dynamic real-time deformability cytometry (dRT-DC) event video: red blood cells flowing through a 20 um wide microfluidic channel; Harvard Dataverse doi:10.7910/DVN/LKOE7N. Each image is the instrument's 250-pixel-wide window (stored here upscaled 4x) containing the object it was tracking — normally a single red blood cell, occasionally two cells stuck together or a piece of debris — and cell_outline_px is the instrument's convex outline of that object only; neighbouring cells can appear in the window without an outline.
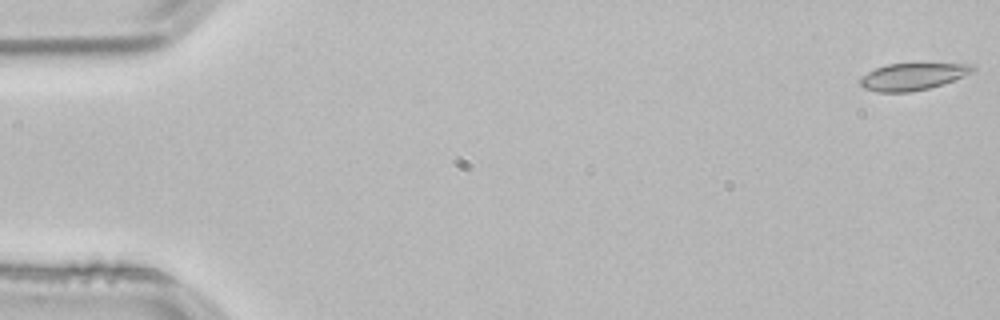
{"species": "common noctule bat (a hibernating species)", "species_latin": "Nyctalus noctula", "temperature_condition": "room temperature", "stored_images_in_passage": 17, "camera_frame_rate_fps": 3000, "um_per_image_px": 0.085, "animal": {"sex": "male", "body_mass_g": 21.5, "forearm_length_mm": 52.0}, "frame": {"image": 1, "passage_image": 1, "time_ms": 0.0, "image_size_px": [1000, 320], "cell_outline_px": [[976, 68], [972, 72], [964, 76], [928, 88], [908, 92], [876, 92], [864, 88], [860, 84], [860, 76], [876, 68], [888, 64], [972, 64]], "centroid_in_image_um": [77.53, 6.51], "position_along_channel_um": 7.5, "area_um2": 17.4}}
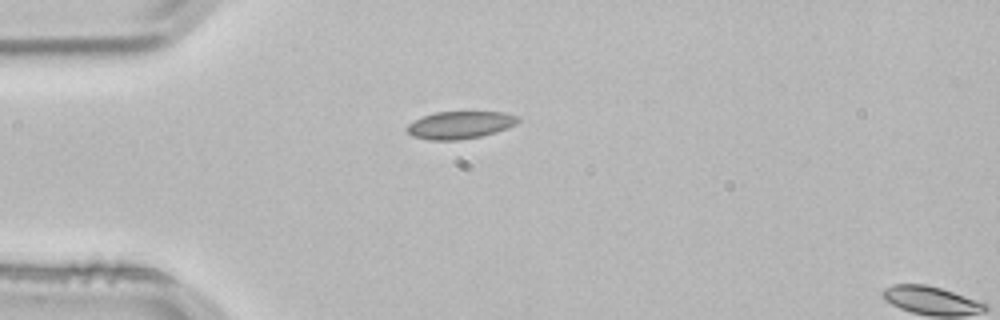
{"frame": {"image": 2, "passage_image": 14, "time_ms": 4.333, "image_size_px": [1000, 320], "cell_outline_px": [[520, 120], [516, 124], [508, 128], [496, 132], [480, 136], [460, 140], [428, 140], [412, 136], [404, 128], [408, 124], [424, 116], [436, 112], [504, 112], [520, 116]], "centroid_in_image_um": [39.12, 10.63], "position_along_channel_um": 45.9, "area_um2": 17.86}}